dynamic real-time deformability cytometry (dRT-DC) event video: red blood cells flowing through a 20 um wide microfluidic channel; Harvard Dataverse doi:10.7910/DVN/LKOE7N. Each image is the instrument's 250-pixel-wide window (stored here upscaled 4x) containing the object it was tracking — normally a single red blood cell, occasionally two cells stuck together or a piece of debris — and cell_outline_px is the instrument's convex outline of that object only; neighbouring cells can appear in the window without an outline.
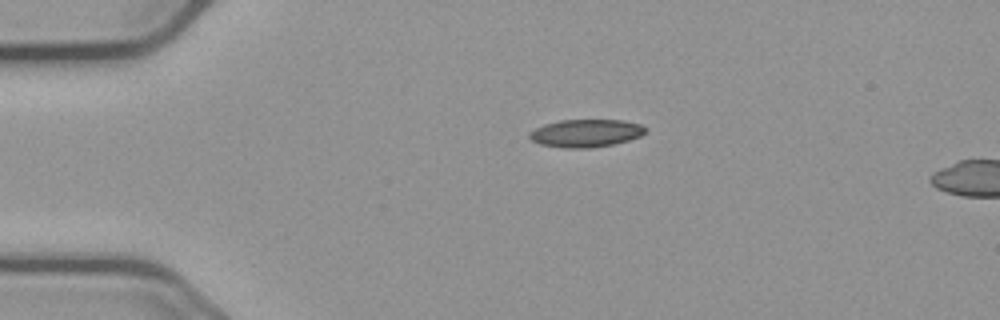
{"species": "common noctule bat (a hibernating species)", "species_latin": "Nyctalus noctula", "temperature_condition": "cold", "stored_images_in_passage": 5, "camera_frame_rate_fps": 3000, "um_per_image_px": 0.085, "animal": {"sex": "male", "body_mass_g": 23.1, "forearm_length_mm": 52.7}, "frame": {"image": 1, "passage_image": 1, "time_ms": 0.0, "image_size_px": [1000, 320], "cell_outline_px": [[648, 128], [640, 136], [628, 140], [612, 144], [588, 148], [564, 148], [540, 144], [532, 140], [528, 136], [528, 132], [544, 124], [560, 120], [620, 120], [640, 124]], "centroid_in_image_um": [49.77, 11.31], "position_along_channel_um": 35.2, "area_um2": 18.67}}